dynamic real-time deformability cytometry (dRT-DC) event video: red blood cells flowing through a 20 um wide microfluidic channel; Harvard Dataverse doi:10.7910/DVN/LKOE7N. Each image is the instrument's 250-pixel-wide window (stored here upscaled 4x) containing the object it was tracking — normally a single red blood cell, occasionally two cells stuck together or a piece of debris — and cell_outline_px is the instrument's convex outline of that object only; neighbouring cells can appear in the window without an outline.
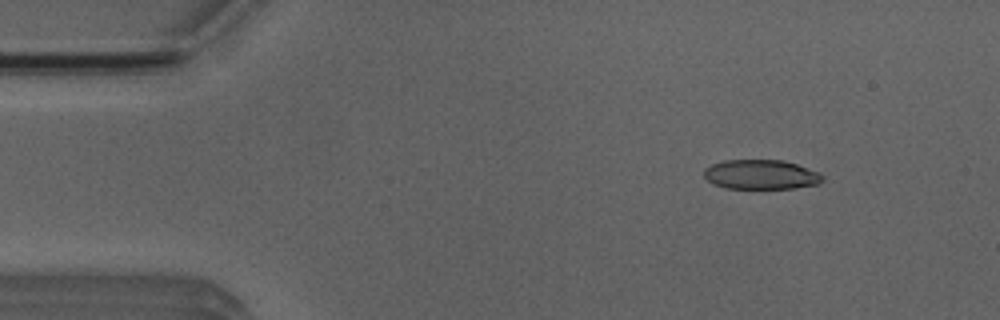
{"species": "Egyptian fruit bat (a non-hibernating species)", "species_latin": "Rousettus aegyptiacus", "temperature_condition": "room temperature", "stored_images_in_passage": 5, "camera_frame_rate_fps": 3000, "um_per_image_px": 0.085, "animal": {"sex": "male"}, "frame": {"image": 1, "passage_image": 2, "time_ms": 1.333, "image_size_px": [1000, 320], "cell_outline_px": [[824, 180], [816, 184], [796, 188], [724, 188], [712, 184], [704, 176], [704, 168], [712, 164], [724, 160], [784, 160], [820, 172], [824, 176]], "centroid_in_image_um": [64.68, 14.83], "position_along_channel_um": 20.3, "area_um2": 20.52}}